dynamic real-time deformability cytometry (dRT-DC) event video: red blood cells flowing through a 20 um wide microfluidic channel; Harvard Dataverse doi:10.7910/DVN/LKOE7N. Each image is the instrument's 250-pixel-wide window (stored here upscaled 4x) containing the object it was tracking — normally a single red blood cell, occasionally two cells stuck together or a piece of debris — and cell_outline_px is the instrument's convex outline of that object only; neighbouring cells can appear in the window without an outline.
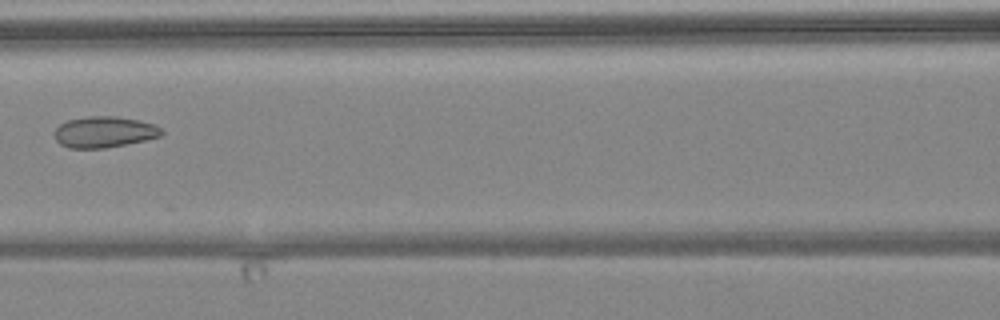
{"species": "common noctule bat (a hibernating species)", "species_latin": "Nyctalus noctula", "temperature_condition": "warm", "stored_images_in_passage": 7, "camera_frame_rate_fps": 3000, "um_per_image_px": 0.085, "animal": {"sex": "female", "body_mass_g": 24.6, "forearm_length_mm": 56.2}, "frame": {"image": 1, "passage_image": 6, "time_ms": 7.0, "image_size_px": [1000, 320], "cell_outline_px": [[164, 132], [160, 136], [144, 140], [104, 148], [68, 148], [60, 144], [56, 140], [56, 128], [60, 124], [68, 120], [88, 116], [116, 116], [140, 120], [152, 124], [160, 128]], "centroid_in_image_um": [8.85, 11.21], "position_along_channel_um": 157.7, "area_um2": 19.19}}
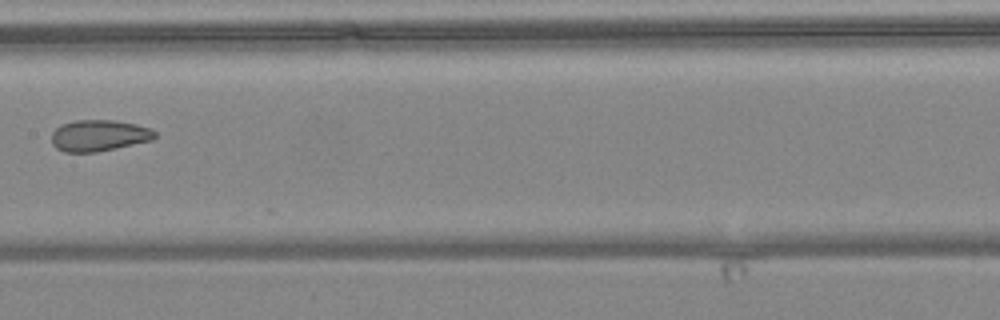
{"frame": {"image": 2, "passage_image": 7, "time_ms": 8.0, "image_size_px": [1000, 320], "cell_outline_px": [[156, 136], [152, 140], [116, 148], [96, 152], [64, 152], [56, 148], [52, 144], [52, 132], [60, 124], [76, 120], [116, 120], [136, 124], [148, 128], [156, 132]], "centroid_in_image_um": [8.39, 11.51], "position_along_channel_um": 199.0, "area_um2": 18.9}}